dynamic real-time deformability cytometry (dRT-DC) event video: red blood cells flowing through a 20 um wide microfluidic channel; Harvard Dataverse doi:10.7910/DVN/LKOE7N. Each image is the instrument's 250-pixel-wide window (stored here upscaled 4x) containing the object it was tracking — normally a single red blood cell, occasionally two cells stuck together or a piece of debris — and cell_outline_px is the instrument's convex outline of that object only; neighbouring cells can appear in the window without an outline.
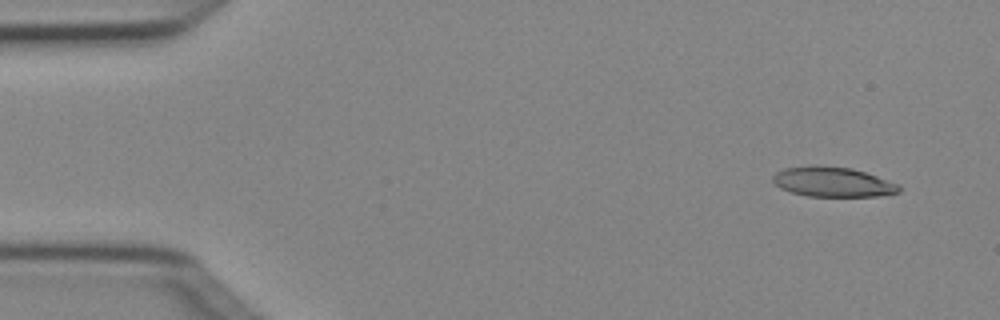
{"species": "Egyptian fruit bat (a non-hibernating species)", "species_latin": "Rousettus aegyptiacus", "temperature_condition": "cold", "stored_images_in_passage": 3, "camera_frame_rate_fps": 3000, "um_per_image_px": 0.085, "animal": {"sex": "female"}, "frame": {"image": 1, "passage_image": 1, "time_ms": 0.0, "image_size_px": [1000, 320], "cell_outline_px": [[900, 192], [880, 196], [808, 196], [792, 192], [780, 188], [772, 180], [772, 176], [776, 172], [784, 168], [812, 164], [820, 164], [852, 168], [900, 184]], "centroid_in_image_um": [70.77, 15.44], "position_along_channel_um": 14.2, "area_um2": 22.2}}